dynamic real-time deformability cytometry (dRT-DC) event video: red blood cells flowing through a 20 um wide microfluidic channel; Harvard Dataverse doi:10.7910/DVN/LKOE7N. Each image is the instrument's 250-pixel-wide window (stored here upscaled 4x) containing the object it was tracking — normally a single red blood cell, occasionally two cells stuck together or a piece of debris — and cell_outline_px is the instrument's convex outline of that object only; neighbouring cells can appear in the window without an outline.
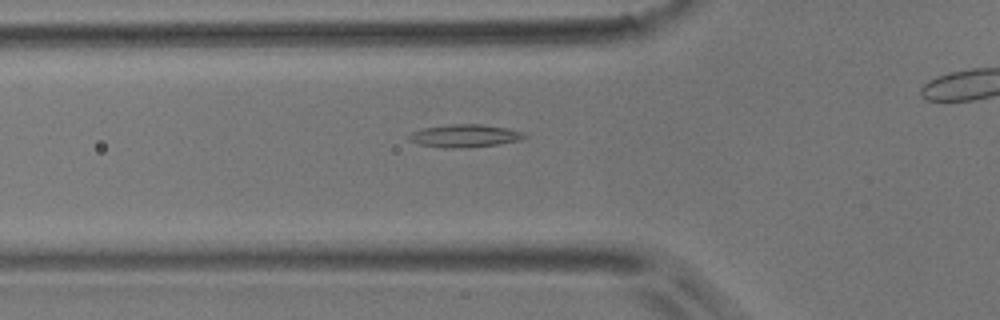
{"species": "common noctule bat (a hibernating species)", "species_latin": "Nyctalus noctula", "temperature_condition": "room temperature", "stored_images_in_passage": 32, "camera_frame_rate_fps": 3000, "um_per_image_px": 0.085, "animal": {"sex": "male", "body_mass_g": 17.9}, "frame": {"image": 1, "passage_image": 8, "time_ms": 2.333, "image_size_px": [1000, 320], "cell_outline_px": [[528, 136], [520, 140], [500, 144], [464, 148], [444, 148], [420, 144], [408, 140], [404, 136], [412, 132], [424, 128], [452, 124], [480, 124], [508, 128], [524, 132]], "centroid_in_image_um": [39.5, 11.55], "position_along_channel_um": 86.3, "area_um2": 15.49}}
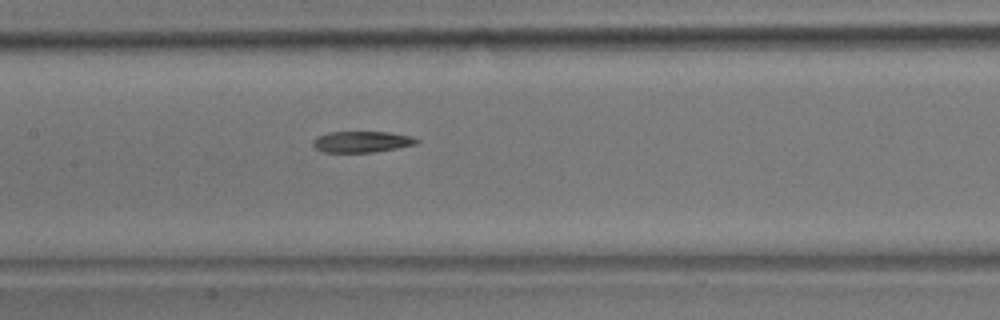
{"frame": {"image": 2, "passage_image": 15, "time_ms": 4.667, "image_size_px": [1000, 320], "cell_outline_px": [[420, 140], [416, 144], [396, 148], [372, 152], [324, 152], [316, 148], [312, 144], [312, 140], [316, 136], [328, 132], [392, 132], [412, 136]], "centroid_in_image_um": [30.74, 12.04], "position_along_channel_um": 176.7, "area_um2": 12.83}}
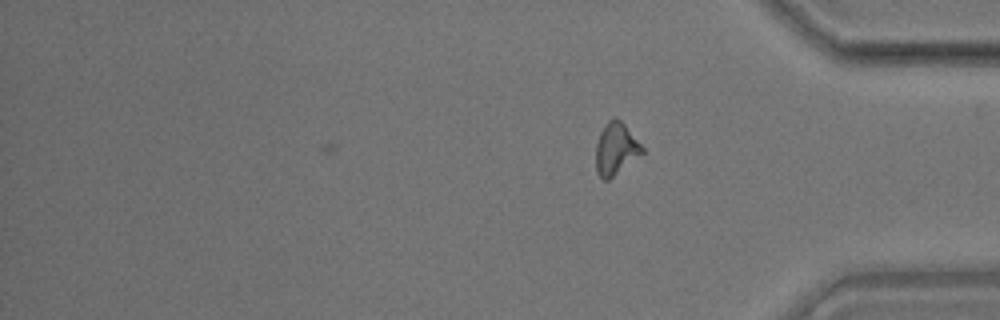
{"frame": {"image": 3, "passage_image": 32, "time_ms": 10.333, "image_size_px": [1000, 320], "cell_outline_px": [[644, 152], [608, 180], [604, 180], [596, 172], [596, 144], [600, 132], [604, 124], [612, 116], [616, 116], [624, 124], [644, 148]], "centroid_in_image_um": [52.32, 12.62], "position_along_channel_um": 382.9, "area_um2": 13.99}}